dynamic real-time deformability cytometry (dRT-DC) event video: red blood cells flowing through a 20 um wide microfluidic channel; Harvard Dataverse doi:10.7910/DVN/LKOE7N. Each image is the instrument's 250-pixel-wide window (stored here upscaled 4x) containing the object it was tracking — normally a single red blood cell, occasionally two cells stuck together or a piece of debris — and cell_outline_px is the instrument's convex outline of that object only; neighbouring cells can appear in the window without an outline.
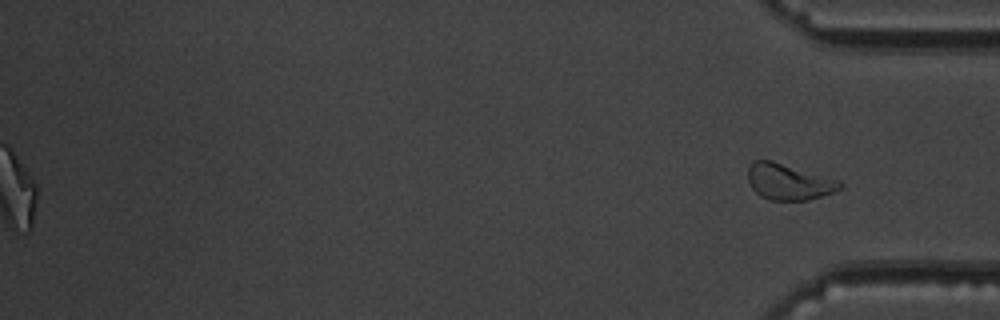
{"species": "common noctule bat (a hibernating species)", "species_latin": "Nyctalus noctula", "temperature_condition": "warm", "stored_images_in_passage": 48, "segment_of_instrument_passage": [2, 2], "camera_frame_rate_fps": 3000, "um_per_image_px": 0.085, "animal": {"sex": "male", "body_mass_g": 19.5, "forearm_length_mm": 54.6}, "frame": {"image": 1, "passage_image": 48, "time_ms": 15.667, "image_size_px": [1000, 320], "cell_outline_px": [[844, 188], [808, 200], [768, 200], [760, 196], [752, 188], [748, 180], [748, 168], [752, 160], [772, 160], [840, 180], [844, 184]], "centroid_in_image_um": [67.05, 15.45], "position_along_channel_um": 368.2, "area_um2": 19.48}}